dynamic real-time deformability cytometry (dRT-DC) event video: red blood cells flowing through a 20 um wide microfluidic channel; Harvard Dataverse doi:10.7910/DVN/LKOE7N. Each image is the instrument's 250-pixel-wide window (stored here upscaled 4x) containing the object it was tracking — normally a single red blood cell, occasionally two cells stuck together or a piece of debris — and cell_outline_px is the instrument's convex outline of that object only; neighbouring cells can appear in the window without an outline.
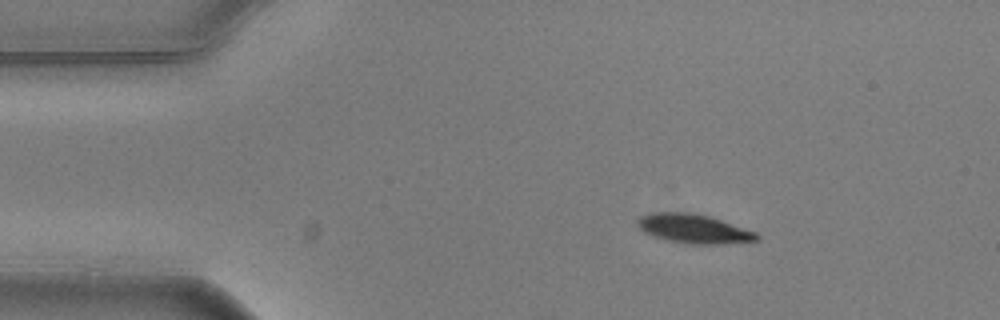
{"species": "common noctule bat (a hibernating species)", "species_latin": "Nyctalus noctula", "temperature_condition": "warm", "stored_images_in_passage": 5, "camera_frame_rate_fps": 3000, "um_per_image_px": 0.085, "animal": {"sex": "male", "body_mass_g": 20.5, "forearm_length_mm": 52.5}, "frame": {"image": 1, "passage_image": 5, "time_ms": 1.333, "image_size_px": [1000, 320], "cell_outline_px": [[760, 236], [756, 240], [716, 244], [684, 244], [668, 240], [644, 232], [636, 224], [636, 220], [640, 216], [648, 212], [688, 212], [708, 216], [756, 232]], "centroid_in_image_um": [58.9, 19.43], "position_along_channel_um": 26.1, "area_um2": 20.0}}